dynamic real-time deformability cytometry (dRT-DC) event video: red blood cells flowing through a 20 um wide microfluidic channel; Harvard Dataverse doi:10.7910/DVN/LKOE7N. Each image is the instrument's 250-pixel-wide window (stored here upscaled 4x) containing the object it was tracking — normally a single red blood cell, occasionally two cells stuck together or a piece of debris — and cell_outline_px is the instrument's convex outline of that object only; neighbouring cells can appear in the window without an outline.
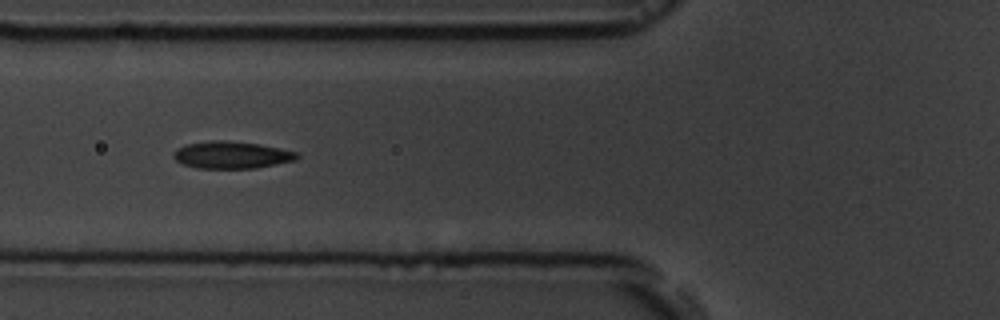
{"species": "common noctule bat (a hibernating species)", "species_latin": "Nyctalus noctula", "temperature_condition": "room temperature", "stored_images_in_passage": 10, "camera_frame_rate_fps": 3000, "um_per_image_px": 0.085, "animal": {"sex": "male", "body_mass_g": 19.5, "forearm_length_mm": 54.6}, "frame": {"image": 1, "passage_image": 5, "time_ms": 4.667, "image_size_px": [1000, 320], "cell_outline_px": [[300, 156], [296, 160], [256, 168], [196, 168], [184, 164], [176, 160], [172, 156], [172, 152], [176, 148], [184, 144], [208, 140], [224, 140], [260, 144], [300, 152]], "centroid_in_image_um": [19.68, 13.16], "position_along_channel_um": 106.1, "area_um2": 19.83}}
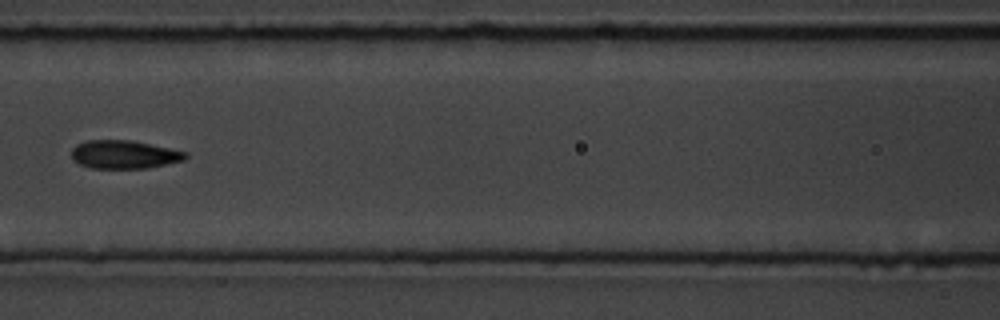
{"frame": {"image": 2, "passage_image": 6, "time_ms": 6.0, "image_size_px": [1000, 320], "cell_outline_px": [[188, 156], [184, 160], [148, 168], [92, 168], [80, 164], [72, 160], [72, 148], [76, 144], [88, 140], [132, 140], [188, 152]], "centroid_in_image_um": [10.55, 13.13], "position_along_channel_um": 156.0, "area_um2": 18.84}}